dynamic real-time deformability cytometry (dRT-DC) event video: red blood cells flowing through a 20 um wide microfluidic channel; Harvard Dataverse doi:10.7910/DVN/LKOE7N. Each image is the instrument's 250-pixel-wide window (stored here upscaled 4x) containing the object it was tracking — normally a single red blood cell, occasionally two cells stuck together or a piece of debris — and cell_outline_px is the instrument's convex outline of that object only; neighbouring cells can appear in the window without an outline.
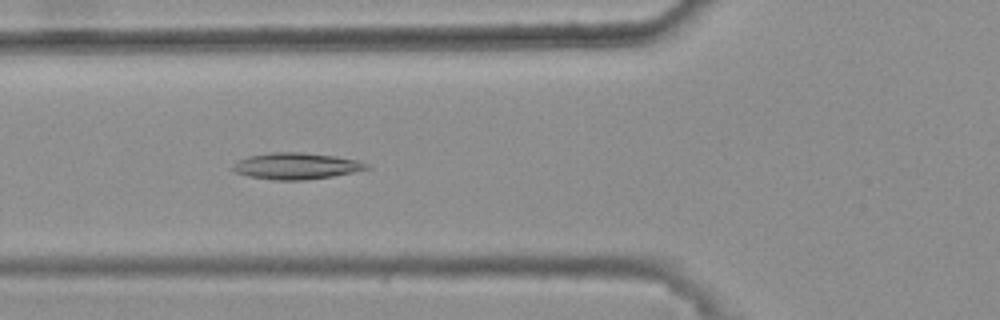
{"species": "common noctule bat (a hibernating species)", "species_latin": "Nyctalus noctula", "temperature_condition": "warm", "stored_images_in_passage": 46, "camera_frame_rate_fps": 3000, "um_per_image_px": 0.085, "animal": {"sex": "female", "body_mass_g": 25.1}, "frame": {"image": 1, "passage_image": 19, "time_ms": 6.0, "image_size_px": [1000, 320], "cell_outline_px": [[372, 168], [332, 176], [304, 180], [272, 180], [248, 176], [236, 172], [232, 168], [232, 164], [236, 160], [248, 156], [272, 152], [300, 152], [336, 156], [356, 160], [368, 164]], "centroid_in_image_um": [25.14, 14.11], "position_along_channel_um": 100.7, "area_um2": 20.63}}
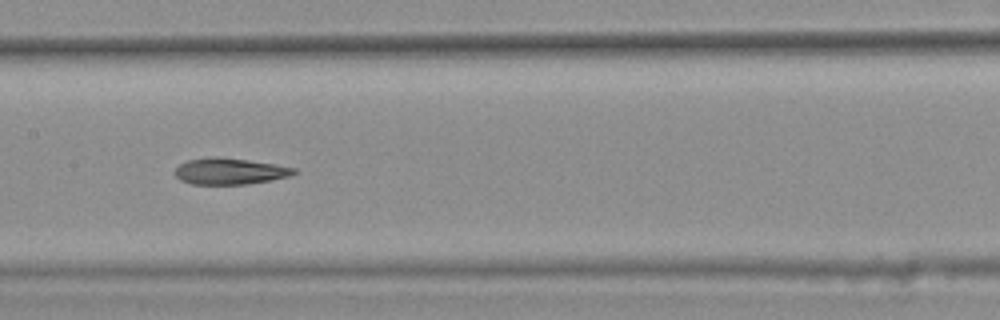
{"frame": {"image": 2, "passage_image": 26, "time_ms": 8.333, "image_size_px": [1000, 320], "cell_outline_px": [[296, 172], [292, 176], [272, 180], [248, 184], [192, 184], [180, 180], [172, 172], [180, 164], [188, 160], [212, 156], [216, 156], [248, 160], [296, 168]], "centroid_in_image_um": [19.51, 14.56], "position_along_channel_um": 187.9, "area_um2": 18.32}}
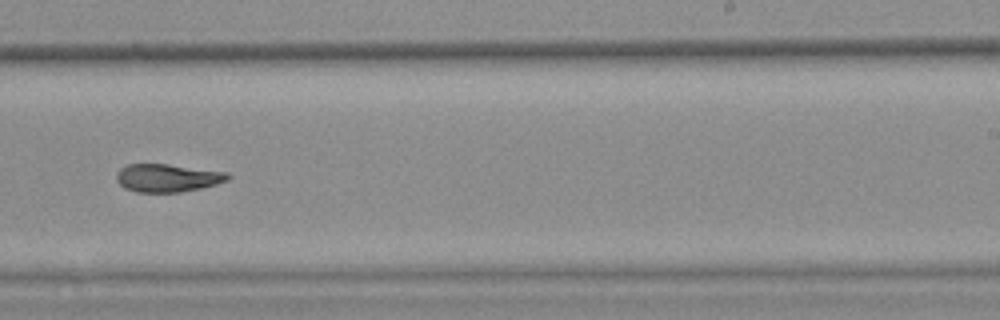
{"frame": {"image": 3, "passage_image": 33, "time_ms": 10.667, "image_size_px": [1000, 320], "cell_outline_px": [[232, 176], [228, 180], [216, 184], [200, 188], [180, 192], [136, 192], [124, 188], [116, 180], [116, 172], [120, 168], [128, 164], [168, 164], [228, 172]], "centroid_in_image_um": [14.23, 15.12], "position_along_channel_um": 274.8, "area_um2": 18.26}, "authors_computed_cell_mechanics": {"area_um2": 19.2185, "velocity_mm_per_s": 3.7387, "shape_relaxation_time_tau1_ms": null, "shape_relaxation_time_tau2_ms": 5.6875, "deformation_change_tau1": null, "deformation_change_tau2": 0.1168}}